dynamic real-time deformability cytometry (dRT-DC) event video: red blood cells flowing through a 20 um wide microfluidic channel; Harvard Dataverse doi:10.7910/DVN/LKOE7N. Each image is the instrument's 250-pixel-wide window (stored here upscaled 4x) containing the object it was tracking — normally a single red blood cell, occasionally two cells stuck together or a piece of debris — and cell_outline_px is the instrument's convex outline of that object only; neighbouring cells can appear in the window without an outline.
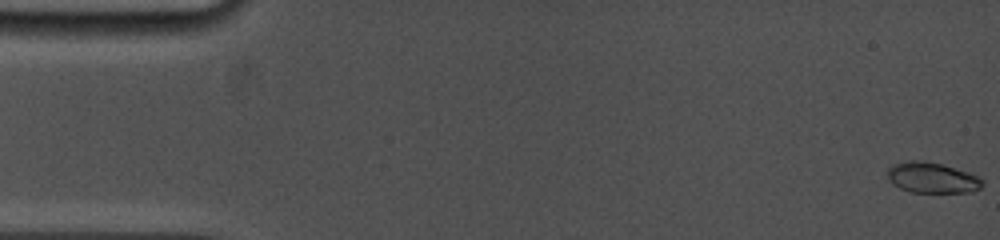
{"species": "common noctule bat (a hibernating species)", "species_latin": "Nyctalus noctula", "temperature_condition": "cold", "stored_images_in_passage": 45, "camera_frame_rate_fps": 5000, "um_per_image_px": 0.085, "animal": {"sex": "female", "body_mass_g": 19.0, "forearm_length_mm": 53.3}, "frame": {"image": 1, "passage_image": 1, "time_ms": 0.0, "image_size_px": [1000, 240], "cell_outline_px": [[984, 184], [980, 188], [972, 192], [912, 192], [900, 188], [892, 184], [888, 180], [888, 168], [896, 164], [912, 160], [924, 160], [940, 164], [968, 172], [980, 176], [984, 180]], "centroid_in_image_um": [79.26, 15.11], "position_along_channel_um": 5.7, "area_um2": 16.94}}
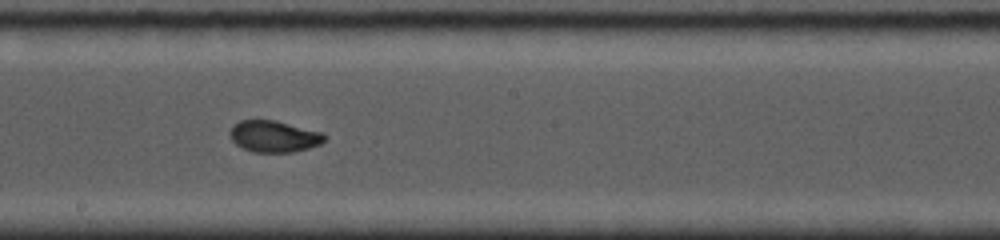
{"frame": {"image": 2, "passage_image": 29, "time_ms": 9.2, "image_size_px": [1000, 240], "cell_outline_px": [[328, 136], [320, 144], [308, 148], [292, 152], [252, 152], [236, 144], [232, 140], [228, 132], [240, 120], [276, 120], [320, 132]], "centroid_in_image_um": [23.28, 11.59], "position_along_channel_um": 224.9, "area_um2": 17.22}}
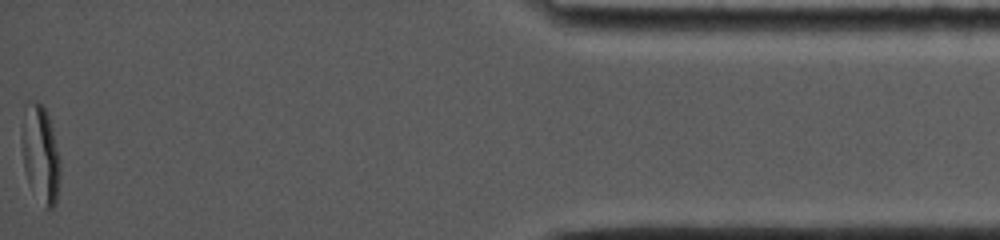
{"frame": {"image": 3, "passage_image": 45, "time_ms": 16.2, "image_size_px": [1000, 240], "cell_outline_px": [[60, 180], [56, 204], [48, 212], [44, 208], [28, 180], [24, 168], [20, 136], [20, 128], [24, 108], [28, 100], [36, 100], [44, 108], [48, 116], [52, 128], [60, 156]], "centroid_in_image_um": [3.43, 13.08], "position_along_channel_um": 431.8, "area_um2": 22.31}}